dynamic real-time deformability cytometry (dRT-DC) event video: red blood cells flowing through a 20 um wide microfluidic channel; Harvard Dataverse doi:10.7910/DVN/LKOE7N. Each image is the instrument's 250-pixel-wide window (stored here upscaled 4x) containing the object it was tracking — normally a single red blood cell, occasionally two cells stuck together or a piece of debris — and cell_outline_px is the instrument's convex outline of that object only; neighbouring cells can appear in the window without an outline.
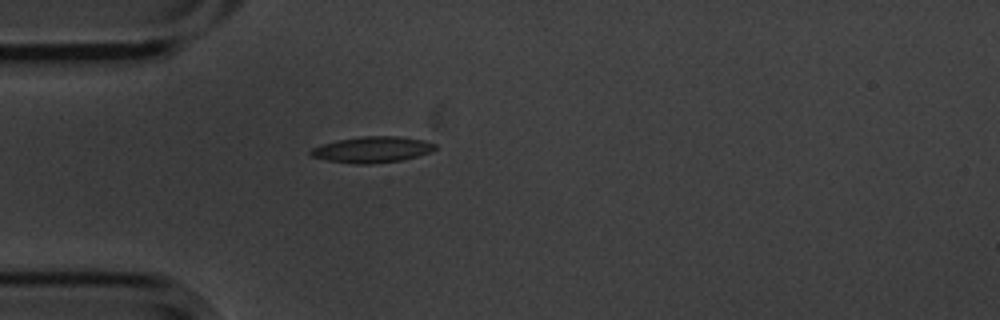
{"species": "common noctule bat (a hibernating species)", "species_latin": "Nyctalus noctula", "temperature_condition": "cold", "stored_images_in_passage": 42, "camera_frame_rate_fps": 3000, "um_per_image_px": 0.085, "animal": {"sex": "male", "body_mass_g": 20.1, "forearm_length_mm": 53.5}, "frame": {"image": 1, "passage_image": 1, "time_ms": 0.0, "image_size_px": [1000, 320], "cell_outline_px": [[436, 148], [432, 152], [400, 160], [372, 164], [352, 164], [328, 160], [312, 156], [308, 152], [312, 148], [336, 140], [360, 136], [396, 136], [424, 140], [436, 144]], "centroid_in_image_um": [31.64, 12.71], "position_along_channel_um": 53.4, "area_um2": 18.84}}
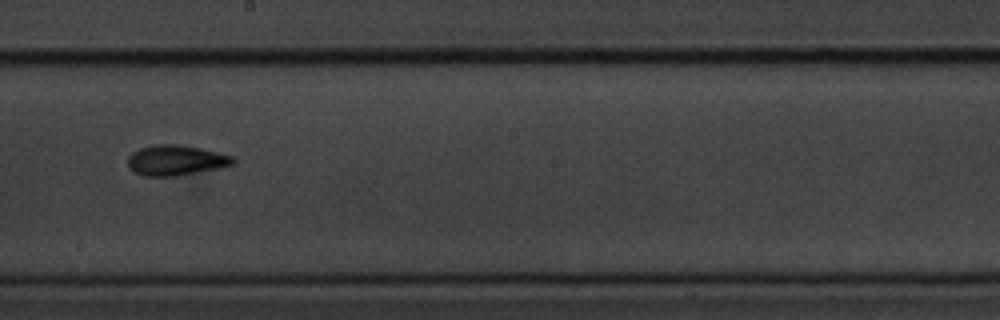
{"frame": {"image": 2, "passage_image": 17, "time_ms": 5.333, "image_size_px": [1000, 320], "cell_outline_px": [[236, 164], [176, 176], [140, 176], [132, 172], [128, 168], [128, 156], [132, 152], [140, 148], [156, 144], [176, 144], [200, 148], [232, 156], [236, 160]], "centroid_in_image_um": [14.89, 13.63], "position_along_channel_um": 233.3, "area_um2": 18.61}}
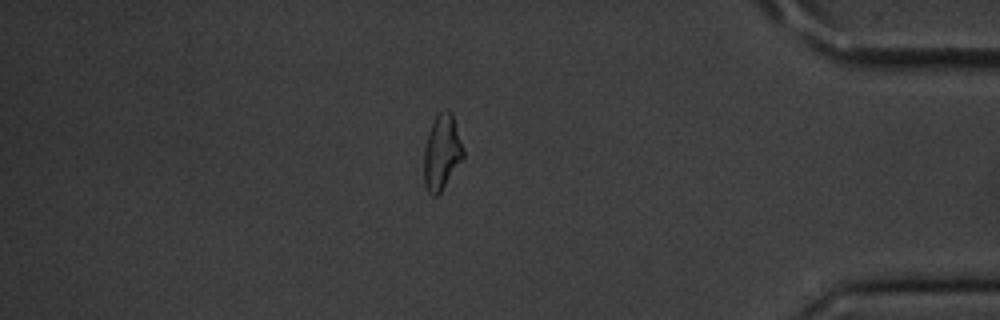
{"frame": {"image": 3, "passage_image": 34, "time_ms": 11.0, "image_size_px": [1000, 320], "cell_outline_px": [[464, 160], [440, 192], [436, 196], [432, 196], [428, 192], [424, 184], [424, 148], [428, 132], [436, 116], [440, 112], [452, 112], [464, 148]], "centroid_in_image_um": [37.57, 12.99], "position_along_channel_um": 397.6, "area_um2": 17.34}, "authors_computed_cell_mechanics": {"area_um2": 17.7446, "velocity_mm_per_s": 3.4978, "shape_relaxation_time_tau1_ms": 2.7304, "shape_relaxation_time_tau2_ms": 2.1368, "deformation_change_tau1": 0.1151, "deformation_change_tau2": 0.0817}}